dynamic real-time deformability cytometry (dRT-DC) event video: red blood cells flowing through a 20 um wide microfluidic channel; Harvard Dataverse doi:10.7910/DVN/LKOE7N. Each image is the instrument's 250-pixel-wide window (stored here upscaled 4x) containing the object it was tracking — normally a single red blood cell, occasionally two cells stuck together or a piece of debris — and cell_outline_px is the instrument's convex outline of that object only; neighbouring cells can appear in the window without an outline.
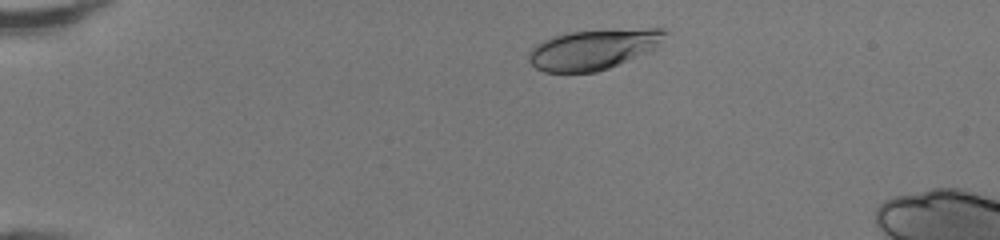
{"species": "human", "species_latin": "Homo sapiens", "temperature_condition": "room temperature", "stored_images_in_passage": 42, "camera_frame_rate_fps": 3000, "um_per_image_px": 0.085, "donor": {"sex": "female"}, "frame": {"image": 1, "passage_image": 4, "time_ms": 1.0, "image_size_px": [1000, 240], "cell_outline_px": [[672, 32], [660, 44], [648, 52], [608, 68], [596, 72], [544, 72], [536, 68], [528, 60], [528, 52], [536, 44], [544, 40], [568, 32], [648, 28], [664, 28]], "centroid_in_image_um": [50.48, 4.18], "position_along_channel_um": 34.5, "area_um2": 31.91}}
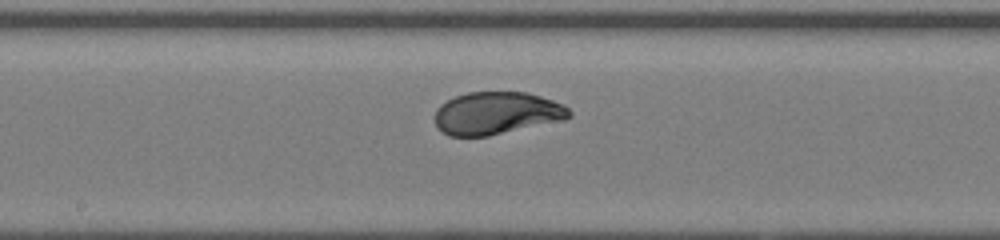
{"frame": {"image": 2, "passage_image": 21, "time_ms": 6.667, "image_size_px": [1000, 240], "cell_outline_px": [[572, 116], [564, 120], [488, 136], [448, 136], [436, 128], [432, 116], [436, 108], [440, 104], [456, 96], [468, 92], [528, 92], [564, 104], [572, 112]], "centroid_in_image_um": [42.18, 9.63], "position_along_channel_um": 206.0, "area_um2": 33.76}}
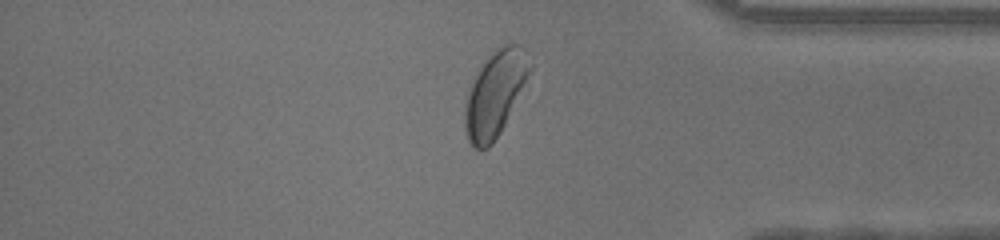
{"frame": {"image": 3, "passage_image": 35, "time_ms": 11.333, "image_size_px": [1000, 240], "cell_outline_px": [[532, 68], [500, 132], [492, 144], [488, 148], [472, 148], [464, 132], [464, 104], [472, 76], [504, 44], [520, 44], [524, 48]], "centroid_in_image_um": [42.03, 8.01], "position_along_channel_um": 393.2, "area_um2": 31.67}, "authors_computed_cell_mechanics": {"area_um2": 33.6396, "velocity_mm_per_s": 4.2728, "shape_relaxation_time_tau1_ms": 3.0411, "shape_relaxation_time_tau2_ms": null, "deformation_change_tau1": 0.1793, "deformation_change_tau2": null}}